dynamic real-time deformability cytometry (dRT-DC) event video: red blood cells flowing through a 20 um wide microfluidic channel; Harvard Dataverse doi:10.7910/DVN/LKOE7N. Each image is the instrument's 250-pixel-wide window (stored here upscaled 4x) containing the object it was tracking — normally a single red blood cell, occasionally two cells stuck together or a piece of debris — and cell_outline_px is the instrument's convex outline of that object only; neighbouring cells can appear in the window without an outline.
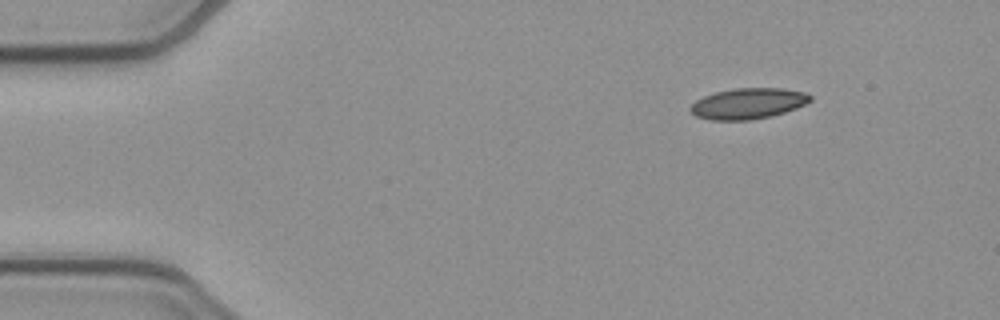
{"species": "common noctule bat (a hibernating species)", "species_latin": "Nyctalus noctula", "temperature_condition": "cold", "stored_images_in_passage": 2, "camera_frame_rate_fps": 3000, "um_per_image_px": 0.085, "animal": {"sex": "female", "body_mass_g": 21.9}, "frame": {"image": 1, "passage_image": 2, "time_ms": 0.333, "image_size_px": [1000, 320], "cell_outline_px": [[812, 100], [796, 108], [772, 116], [752, 120], [712, 120], [696, 116], [688, 108], [696, 100], [704, 96], [716, 92], [736, 88], [784, 88], [804, 92], [812, 96]], "centroid_in_image_um": [63.6, 8.8], "position_along_channel_um": 21.4, "area_um2": 21.5}}